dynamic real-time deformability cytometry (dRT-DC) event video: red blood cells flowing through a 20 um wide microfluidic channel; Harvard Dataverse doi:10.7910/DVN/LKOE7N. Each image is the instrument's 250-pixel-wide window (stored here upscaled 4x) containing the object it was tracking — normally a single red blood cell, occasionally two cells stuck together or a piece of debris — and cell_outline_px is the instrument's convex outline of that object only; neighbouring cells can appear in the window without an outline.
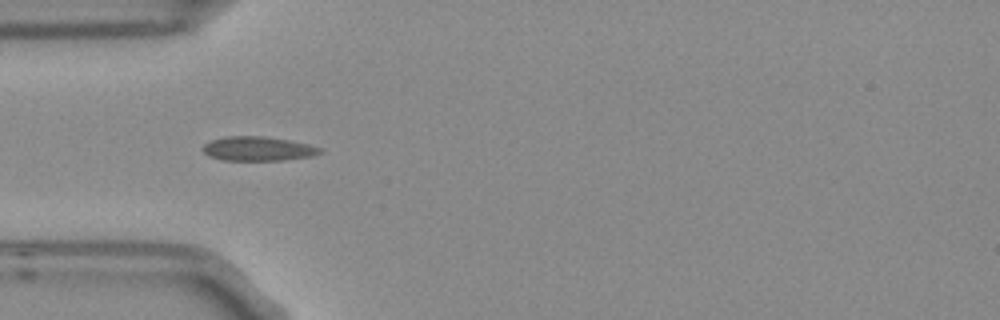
{"species": "Egyptian fruit bat (a non-hibernating species)", "species_latin": "Rousettus aegyptiacus", "temperature_condition": "room temperature", "stored_images_in_passage": 4, "camera_frame_rate_fps": 3000, "um_per_image_px": 0.085, "frame": {"image": 1, "passage_image": 4, "time_ms": 1.0, "image_size_px": [1000, 320], "cell_outline_px": [[320, 152], [312, 156], [284, 160], [224, 160], [208, 156], [200, 148], [204, 144], [212, 140], [224, 136], [264, 136], [288, 140], [308, 144], [320, 148]], "centroid_in_image_um": [21.87, 12.64], "position_along_channel_um": 63.1, "area_um2": 16.47}}